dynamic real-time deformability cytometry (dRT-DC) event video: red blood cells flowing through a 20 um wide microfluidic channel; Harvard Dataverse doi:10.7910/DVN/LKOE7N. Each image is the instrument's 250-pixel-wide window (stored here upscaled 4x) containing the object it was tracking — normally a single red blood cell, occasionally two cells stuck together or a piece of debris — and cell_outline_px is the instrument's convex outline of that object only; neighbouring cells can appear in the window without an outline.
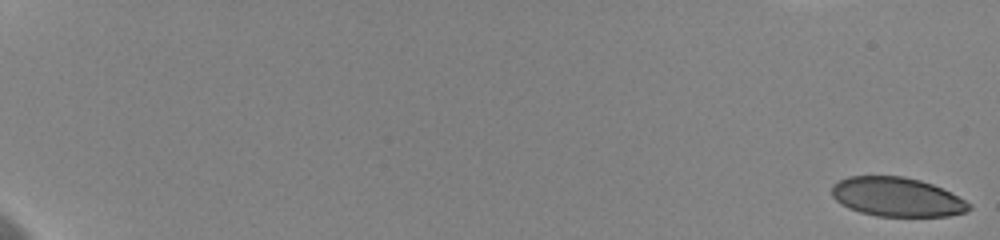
{"species": "human", "species_latin": "Homo sapiens", "temperature_condition": "cold", "stored_images_in_passage": 32, "camera_frame_rate_fps": 3000, "um_per_image_px": 0.085, "donor": {"sex": "female"}, "frame": {"image": 1, "passage_image": 1, "time_ms": 0.0, "image_size_px": [1000, 240], "cell_outline_px": [[972, 208], [964, 212], [948, 216], [876, 216], [860, 212], [848, 208], [840, 204], [832, 196], [832, 184], [848, 176], [900, 176], [920, 180], [932, 184], [972, 204]], "centroid_in_image_um": [76.2, 16.75], "position_along_channel_um": 8.8, "area_um2": 31.15}}
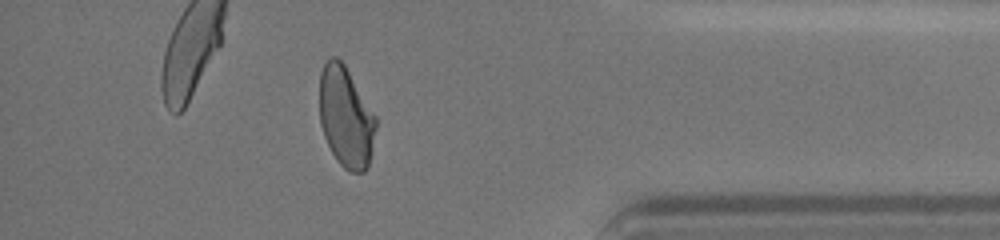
{"frame": {"image": 2, "passage_image": 29, "time_ms": 17.667, "image_size_px": [1000, 240], "cell_outline_px": [[376, 128], [368, 168], [364, 172], [348, 172], [336, 160], [324, 136], [320, 124], [320, 72], [328, 56], [336, 56], [344, 64], [376, 116]], "centroid_in_image_um": [29.39, 9.96], "position_along_channel_um": 405.8, "area_um2": 33.12}, "authors_computed_cell_mechanics": {"area_um2": 34.102, "velocity_mm_per_s": 3.6326, "shape_relaxation_time_tau1_ms": 5.8151, "shape_relaxation_time_tau2_ms": 0.9428, "deformation_change_tau1": 0.1436, "deformation_change_tau2": 0.0408}}